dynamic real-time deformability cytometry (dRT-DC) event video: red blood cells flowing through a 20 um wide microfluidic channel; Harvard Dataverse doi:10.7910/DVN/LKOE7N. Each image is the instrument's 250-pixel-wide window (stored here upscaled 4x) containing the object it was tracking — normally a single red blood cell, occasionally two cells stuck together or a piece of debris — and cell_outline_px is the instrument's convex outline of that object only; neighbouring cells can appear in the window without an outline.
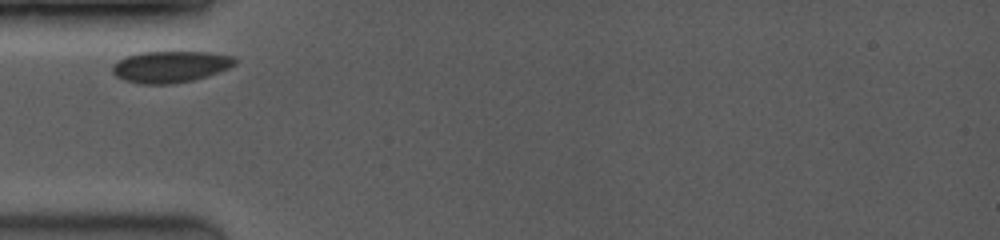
{"species": "common noctule bat (a hibernating species)", "species_latin": "Nyctalus noctula", "temperature_condition": "room temperature", "stored_images_in_passage": 31, "camera_frame_rate_fps": 3500, "um_per_image_px": 0.085, "animal": {"sex": "female", "body_mass_g": 19.0, "forearm_length_mm": 53.3}, "frame": {"image": 1, "passage_image": 1, "time_ms": 0.0, "image_size_px": [1000, 240], "cell_outline_px": [[236, 64], [220, 72], [192, 80], [168, 84], [140, 84], [124, 80], [116, 76], [112, 72], [112, 64], [124, 56], [140, 52], [208, 52], [236, 56]], "centroid_in_image_um": [14.47, 5.66], "position_along_channel_um": 70.5, "area_um2": 22.66}}
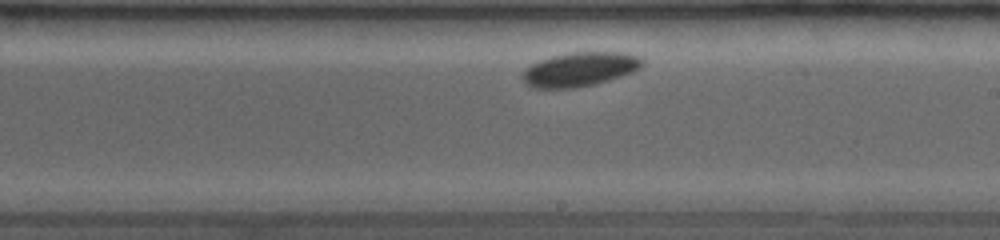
{"frame": {"image": 2, "passage_image": 16, "time_ms": 4.571, "image_size_px": [1000, 240], "cell_outline_px": [[644, 64], [640, 68], [632, 72], [596, 84], [576, 88], [532, 88], [524, 84], [520, 76], [532, 64], [540, 60], [552, 56], [568, 52], [624, 52], [640, 56], [644, 60]], "centroid_in_image_um": [49.29, 5.89], "position_along_channel_um": 239.7, "area_um2": 24.04}}
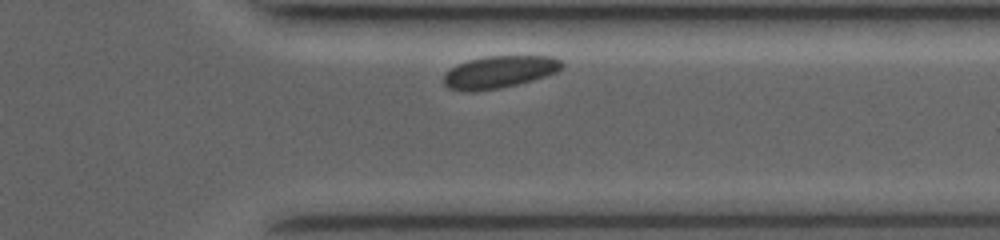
{"frame": {"image": 3, "passage_image": 28, "time_ms": 8.0, "image_size_px": [1000, 240], "cell_outline_px": [[564, 68], [556, 72], [532, 80], [500, 88], [472, 92], [464, 92], [448, 88], [444, 84], [444, 72], [456, 64], [468, 60], [484, 56], [552, 56], [564, 60]], "centroid_in_image_um": [42.43, 6.11], "position_along_channel_um": 369.0, "area_um2": 22.54}}